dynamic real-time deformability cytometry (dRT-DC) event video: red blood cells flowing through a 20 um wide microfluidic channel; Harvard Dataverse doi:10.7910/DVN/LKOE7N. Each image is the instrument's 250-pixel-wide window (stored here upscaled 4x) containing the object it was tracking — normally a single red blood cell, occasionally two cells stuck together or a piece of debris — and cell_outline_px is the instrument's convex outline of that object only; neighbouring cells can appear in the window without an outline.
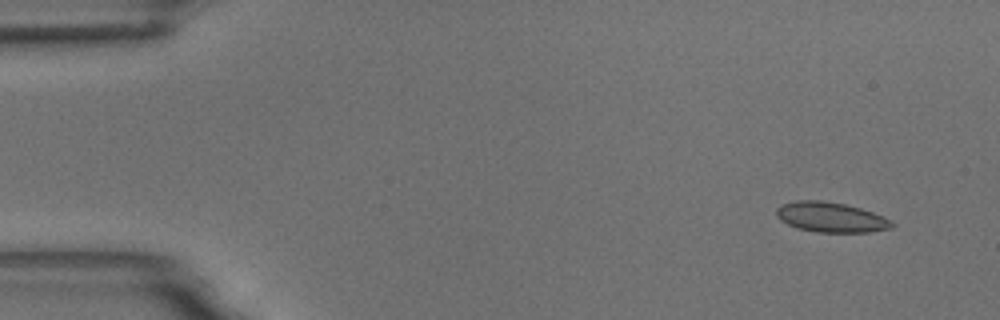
{"species": "common noctule bat (a hibernating species)", "species_latin": "Nyctalus noctula", "temperature_condition": "room temperature", "stored_images_in_passage": 57, "camera_frame_rate_fps": 3000, "um_per_image_px": 0.085, "animal": {"sex": "male", "body_mass_g": 18.8}, "frame": {"image": 1, "passage_image": 2, "time_ms": 0.333, "image_size_px": [1000, 320], "cell_outline_px": [[896, 224], [892, 228], [868, 232], [816, 232], [796, 228], [780, 220], [776, 216], [776, 208], [780, 204], [796, 200], [820, 200], [844, 204], [860, 208], [872, 212]], "centroid_in_image_um": [70.56, 18.46], "position_along_channel_um": 14.4, "area_um2": 20.17}}
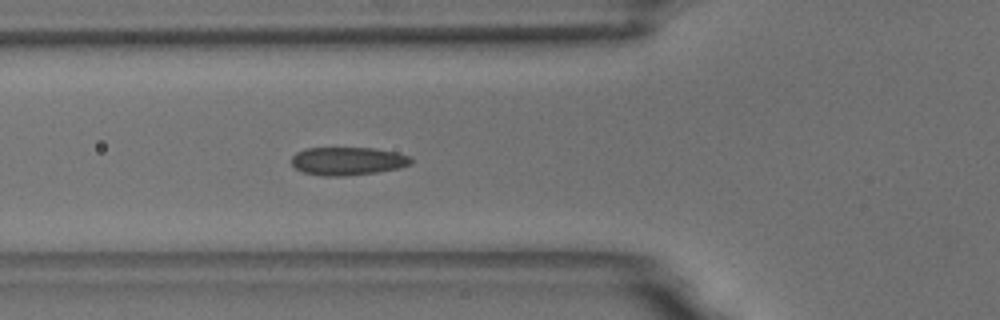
{"frame": {"image": 2, "passage_image": 19, "time_ms": 6.0, "image_size_px": [1000, 320], "cell_outline_px": [[412, 164], [400, 168], [376, 172], [344, 176], [324, 176], [304, 172], [296, 168], [292, 164], [292, 156], [296, 152], [304, 148], [372, 148], [396, 152], [412, 156]], "centroid_in_image_um": [29.58, 13.69], "position_along_channel_um": 96.2, "area_um2": 19.65}}
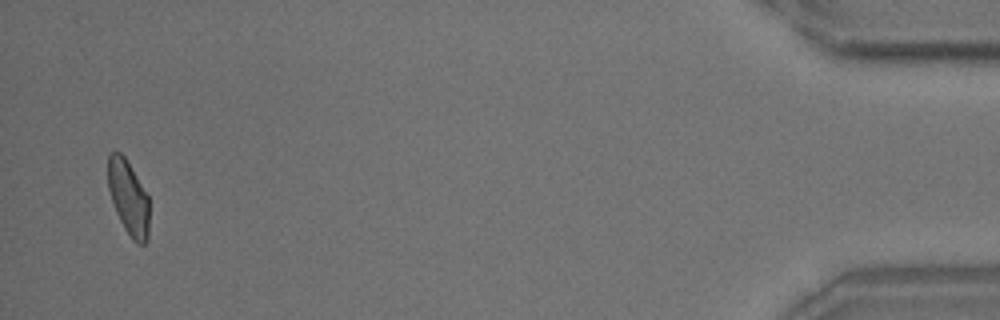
{"frame": {"image": 3, "passage_image": 55, "time_ms": 18.0, "image_size_px": [1000, 320], "cell_outline_px": [[148, 240], [144, 244], [136, 244], [132, 240], [124, 228], [116, 212], [108, 188], [108, 156], [112, 152], [120, 152], [124, 156], [148, 196]], "centroid_in_image_um": [10.91, 16.83], "position_along_channel_um": 424.3, "area_um2": 17.69}, "authors_computed_cell_mechanics": {"area_um2": 19.4786, "velocity_mm_per_s": 3.4277, "shape_relaxation_time_tau1_ms": 6.1695, "shape_relaxation_time_tau2_ms": 1.7615, "deformation_change_tau1": 0.1163, "deformation_change_tau2": 0.0714}}